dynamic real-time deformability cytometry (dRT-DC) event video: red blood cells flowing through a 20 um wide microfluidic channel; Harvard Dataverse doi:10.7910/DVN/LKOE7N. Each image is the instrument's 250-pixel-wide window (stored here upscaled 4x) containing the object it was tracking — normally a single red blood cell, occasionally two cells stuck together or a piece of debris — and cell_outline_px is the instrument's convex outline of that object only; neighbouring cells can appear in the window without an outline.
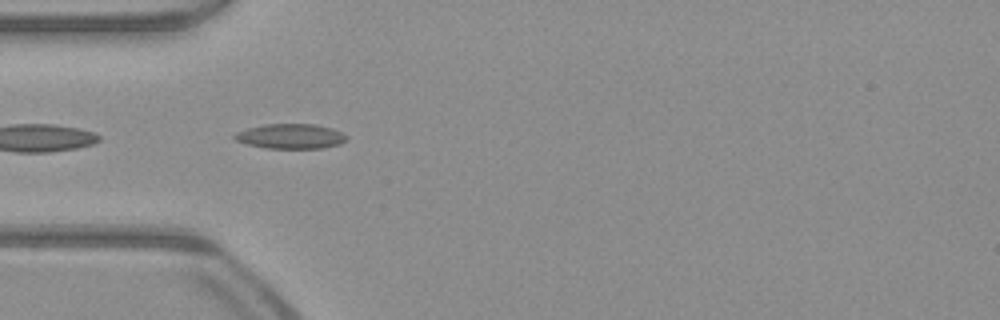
{"species": "common noctule bat (a hibernating species)", "species_latin": "Nyctalus noctula", "temperature_condition": "warm", "stored_images_in_passage": 12, "camera_frame_rate_fps": 3000, "um_per_image_px": 0.085, "animal": {"sex": "male", "body_mass_g": 23.1, "forearm_length_mm": 52.7}, "frame": {"image": 1, "passage_image": 3, "time_ms": 0.667, "image_size_px": [1000, 320], "cell_outline_px": [[348, 140], [340, 144], [320, 148], [264, 148], [248, 144], [236, 140], [232, 136], [236, 132], [248, 128], [264, 124], [316, 124], [332, 128], [348, 136]], "centroid_in_image_um": [24.72, 11.58], "position_along_channel_um": 60.3, "area_um2": 16.24}}